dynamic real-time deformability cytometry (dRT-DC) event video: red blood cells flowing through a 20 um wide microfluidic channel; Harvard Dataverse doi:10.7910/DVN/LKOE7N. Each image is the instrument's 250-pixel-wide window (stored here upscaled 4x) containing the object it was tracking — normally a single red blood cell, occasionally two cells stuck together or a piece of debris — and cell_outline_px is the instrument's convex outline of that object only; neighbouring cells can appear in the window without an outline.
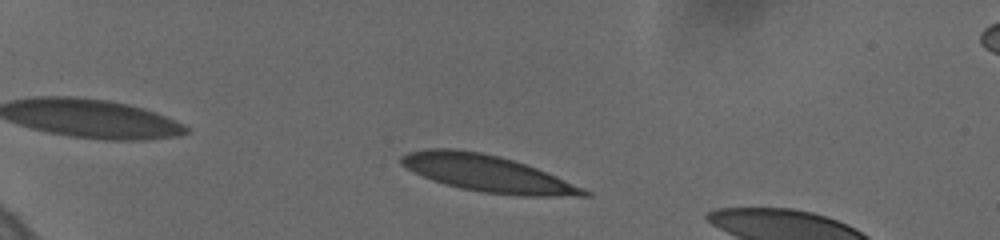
{"species": "human", "species_latin": "Homo sapiens", "temperature_condition": "cold", "stored_images_in_passage": 40, "camera_frame_rate_fps": 3000, "um_per_image_px": 0.085, "donor": {"sex": "female"}, "frame": {"image": 1, "passage_image": 5, "time_ms": 1.333, "image_size_px": [1000, 240], "cell_outline_px": [[592, 196], [524, 196], [484, 192], [460, 188], [432, 180], [400, 164], [400, 156], [408, 152], [424, 148], [452, 148], [480, 152], [512, 160], [536, 168], [556, 176], [584, 188], [592, 192]], "centroid_in_image_um": [41.43, 14.74], "position_along_channel_um": 43.6, "area_um2": 38.61}}
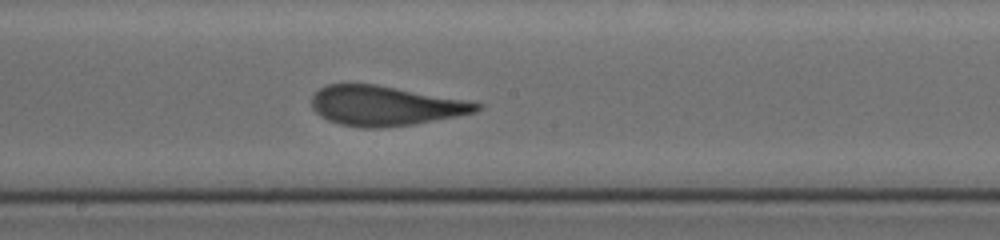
{"frame": {"image": 2, "passage_image": 24, "time_ms": 7.667, "image_size_px": [1000, 240], "cell_outline_px": [[484, 108], [476, 112], [456, 116], [412, 124], [380, 128], [360, 128], [340, 124], [328, 120], [320, 116], [312, 108], [312, 96], [320, 88], [328, 84], [376, 84], [468, 100], [484, 104]], "centroid_in_image_um": [32.76, 8.99], "position_along_channel_um": 215.4, "area_um2": 38.32}}
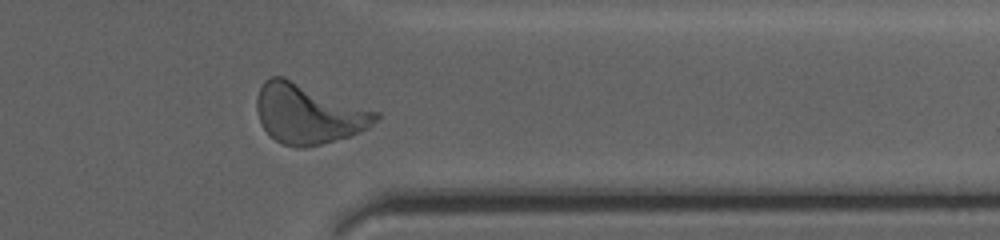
{"frame": {"image": 3, "passage_image": 38, "time_ms": 12.333, "image_size_px": [1000, 240], "cell_outline_px": [[380, 116], [368, 128], [352, 136], [304, 148], [296, 148], [284, 144], [276, 140], [264, 128], [260, 120], [256, 108], [256, 100], [260, 88], [264, 80], [272, 76], [284, 76], [380, 112]], "centroid_in_image_um": [26.23, 9.66], "position_along_channel_um": 385.2, "area_um2": 41.56}, "authors_computed_cell_mechanics": {"area_um2": 38.5237, "velocity_mm_per_s": 3.6754, "shape_relaxation_time_tau1_ms": 5.2991, "shape_relaxation_time_tau2_ms": 0.7652, "deformation_change_tau1": 0.1905, "deformation_change_tau2": 0.0669}}